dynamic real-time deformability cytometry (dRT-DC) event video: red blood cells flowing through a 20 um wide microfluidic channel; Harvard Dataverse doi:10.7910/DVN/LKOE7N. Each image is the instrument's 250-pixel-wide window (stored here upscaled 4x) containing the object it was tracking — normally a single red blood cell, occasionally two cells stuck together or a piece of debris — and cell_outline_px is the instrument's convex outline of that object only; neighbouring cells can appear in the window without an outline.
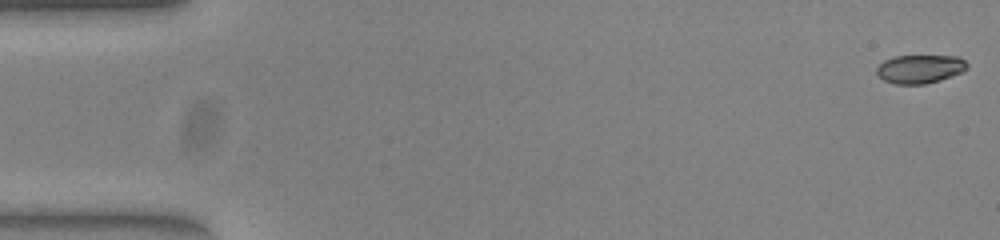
{"species": "common noctule bat (a hibernating species)", "species_latin": "Nyctalus noctula", "temperature_condition": "warm", "stored_images_in_passage": 52, "camera_frame_rate_fps": 3000, "um_per_image_px": 0.085, "animal": {"sex": "female", "body_mass_g": 23.0, "forearm_length_mm": 53.4}, "frame": {"image": 1, "passage_image": 1, "time_ms": 0.0, "image_size_px": [1000, 240], "cell_outline_px": [[968, 68], [960, 72], [940, 80], [924, 84], [896, 84], [884, 80], [876, 72], [876, 68], [884, 60], [896, 56], [960, 56], [968, 64]], "centroid_in_image_um": [78.2, 5.85], "position_along_channel_um": 6.8, "area_um2": 14.91}}
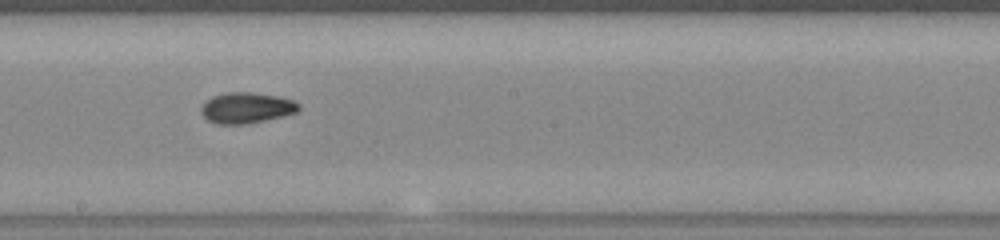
{"frame": {"image": 2, "passage_image": 29, "time_ms": 9.333, "image_size_px": [1000, 240], "cell_outline_px": [[300, 108], [296, 112], [248, 124], [216, 124], [208, 120], [200, 112], [200, 108], [212, 96], [224, 92], [252, 92], [280, 96], [292, 100], [300, 104]], "centroid_in_image_um": [20.94, 9.15], "position_along_channel_um": 227.3, "area_um2": 17.51}}
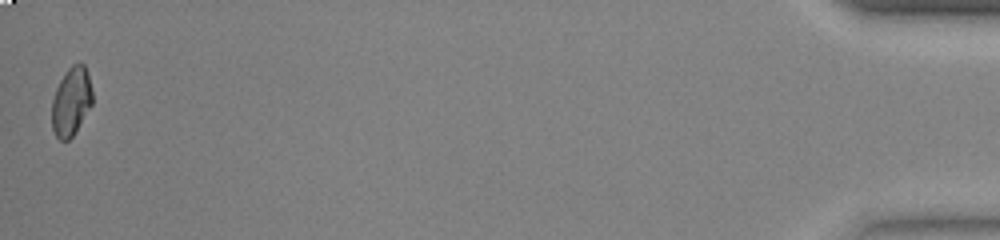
{"frame": {"image": 3, "passage_image": 52, "time_ms": 17.0, "image_size_px": [1000, 240], "cell_outline_px": [[92, 104], [72, 136], [68, 140], [60, 140], [56, 136], [52, 128], [52, 100], [56, 88], [60, 80], [68, 68], [72, 64], [80, 60], [84, 64], [92, 88]], "centroid_in_image_um": [6.05, 8.59], "position_along_channel_um": 429.1, "area_um2": 16.13}, "authors_computed_cell_mechanics": {"area_um2": 16.6175, "velocity_mm_per_s": 3.9392, "shape_relaxation_time_tau1_ms": 5.2933, "shape_relaxation_time_tau2_ms": 2.782, "deformation_change_tau1": 0.1781, "deformation_change_tau2": 0.0623}}